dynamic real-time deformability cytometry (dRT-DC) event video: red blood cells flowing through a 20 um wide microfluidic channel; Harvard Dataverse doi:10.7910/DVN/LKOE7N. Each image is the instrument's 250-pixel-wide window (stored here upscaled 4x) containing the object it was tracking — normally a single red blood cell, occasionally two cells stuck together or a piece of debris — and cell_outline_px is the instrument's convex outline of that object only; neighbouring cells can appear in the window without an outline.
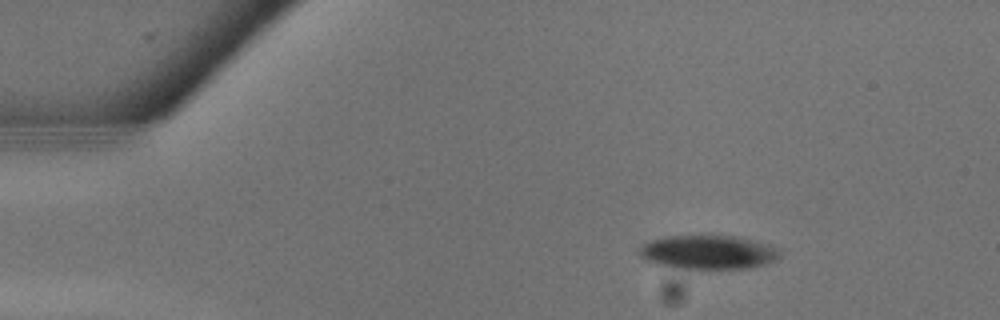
{"species": "common noctule bat (a hibernating species)", "species_latin": "Nyctalus noctula", "temperature_condition": "warm", "stored_images_in_passage": 10, "camera_frame_rate_fps": 3000, "um_per_image_px": 0.085, "animal": {"sex": "male", "body_mass_g": 13.3}, "frame": {"image": 1, "passage_image": 4, "time_ms": 1.0, "image_size_px": [1000, 320], "cell_outline_px": [[780, 256], [776, 260], [752, 268], [680, 268], [656, 264], [640, 256], [636, 252], [644, 244], [652, 240], [668, 236], [736, 236], [772, 244], [780, 248]], "centroid_in_image_um": [60.26, 21.43], "position_along_channel_um": 24.7, "area_um2": 27.74}}
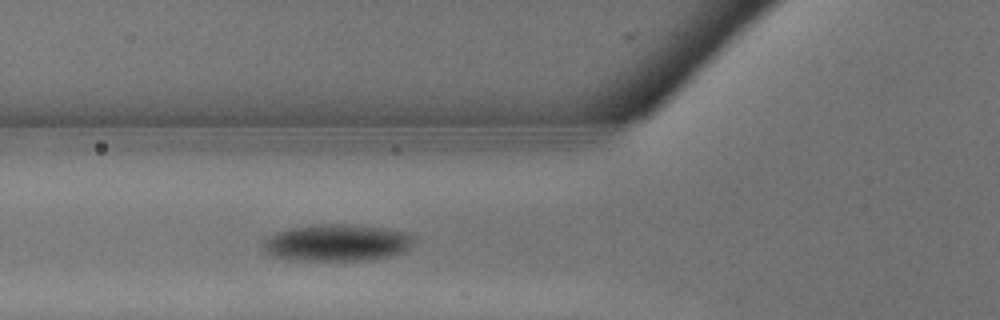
{"frame": {"image": 2, "passage_image": 10, "time_ms": 3.0, "image_size_px": [1000, 320], "cell_outline_px": [[412, 244], [408, 248], [400, 252], [388, 256], [368, 260], [292, 260], [268, 256], [264, 252], [260, 244], [268, 236], [276, 232], [288, 228], [320, 224], [348, 224], [388, 228], [404, 232], [412, 236]], "centroid_in_image_um": [28.53, 20.63], "position_along_channel_um": 97.3, "area_um2": 32.54}}